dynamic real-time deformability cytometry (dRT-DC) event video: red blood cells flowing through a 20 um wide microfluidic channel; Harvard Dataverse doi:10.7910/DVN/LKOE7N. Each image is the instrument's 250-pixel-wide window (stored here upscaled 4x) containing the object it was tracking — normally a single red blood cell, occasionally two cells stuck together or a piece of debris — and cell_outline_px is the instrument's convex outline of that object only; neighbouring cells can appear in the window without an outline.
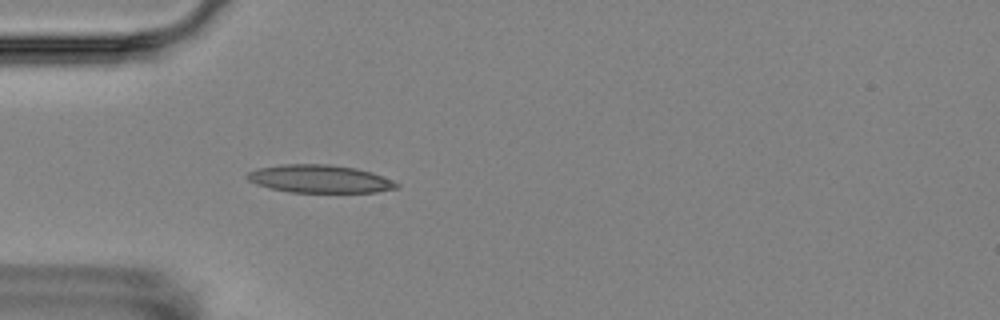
{"species": "Egyptian fruit bat (a non-hibernating species)", "species_latin": "Rousettus aegyptiacus", "temperature_condition": "room temperature", "stored_images_in_passage": 5, "camera_frame_rate_fps": 3000, "um_per_image_px": 0.085, "animal": {"sex": "female"}, "frame": {"image": 1, "passage_image": 5, "time_ms": 4.667, "image_size_px": [1000, 320], "cell_outline_px": [[400, 188], [376, 192], [288, 192], [268, 188], [256, 184], [248, 180], [244, 176], [248, 172], [260, 168], [280, 164], [328, 164], [356, 168], [372, 172], [392, 180], [400, 184]], "centroid_in_image_um": [27.17, 15.2], "position_along_channel_um": 57.8, "area_um2": 24.45}}